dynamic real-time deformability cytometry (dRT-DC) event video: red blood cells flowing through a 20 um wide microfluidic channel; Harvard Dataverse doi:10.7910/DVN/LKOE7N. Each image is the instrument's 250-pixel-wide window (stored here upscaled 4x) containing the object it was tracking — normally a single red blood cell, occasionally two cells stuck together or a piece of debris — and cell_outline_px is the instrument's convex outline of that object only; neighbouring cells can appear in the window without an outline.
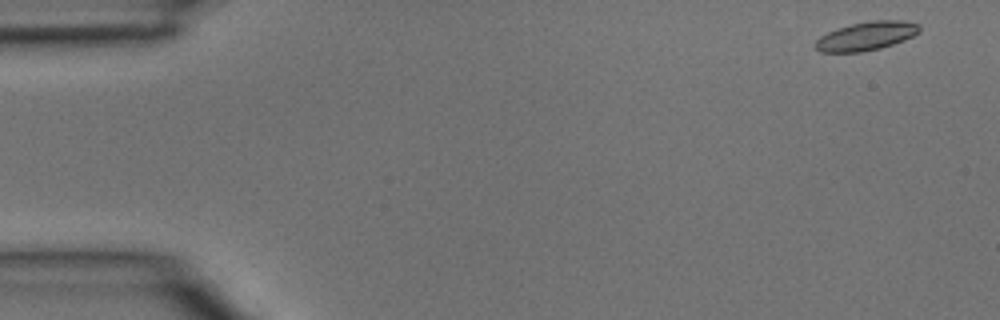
{"species": "common noctule bat (a hibernating species)", "species_latin": "Nyctalus noctula", "temperature_condition": "room temperature", "stored_images_in_passage": 5, "camera_frame_rate_fps": 3000, "um_per_image_px": 0.085, "animal": {"sex": "male", "body_mass_g": 15.6}, "frame": {"image": 1, "passage_image": 1, "time_ms": 0.0, "image_size_px": [1000, 320], "cell_outline_px": [[920, 32], [904, 40], [880, 48], [860, 52], [820, 52], [812, 48], [812, 44], [820, 36], [836, 28], [852, 24], [872, 20], [904, 20], [920, 24]], "centroid_in_image_um": [73.6, 3.06], "position_along_channel_um": 11.4, "area_um2": 17.57}}